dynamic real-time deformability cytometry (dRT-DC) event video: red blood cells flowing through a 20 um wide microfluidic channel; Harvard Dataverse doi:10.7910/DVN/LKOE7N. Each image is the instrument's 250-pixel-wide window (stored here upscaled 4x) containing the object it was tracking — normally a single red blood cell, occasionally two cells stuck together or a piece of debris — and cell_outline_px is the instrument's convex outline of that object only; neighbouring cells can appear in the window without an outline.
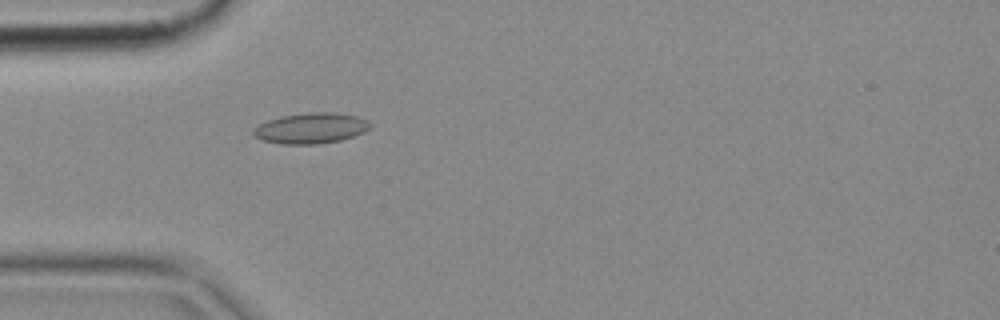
{"species": "common noctule bat (a hibernating species)", "species_latin": "Nyctalus noctula", "temperature_condition": "cold", "stored_images_in_passage": 2, "camera_frame_rate_fps": 3000, "um_per_image_px": 0.085, "animal": {"sex": "female", "body_mass_g": 18.4}, "frame": {"image": 1, "passage_image": 2, "time_ms": 0.333, "image_size_px": [1000, 320], "cell_outline_px": [[372, 124], [364, 132], [340, 140], [316, 144], [284, 144], [264, 140], [256, 136], [252, 132], [252, 128], [268, 120], [280, 116], [308, 112], [332, 112], [356, 116], [368, 120]], "centroid_in_image_um": [26.42, 10.88], "position_along_channel_um": 58.6, "area_um2": 20.69}}